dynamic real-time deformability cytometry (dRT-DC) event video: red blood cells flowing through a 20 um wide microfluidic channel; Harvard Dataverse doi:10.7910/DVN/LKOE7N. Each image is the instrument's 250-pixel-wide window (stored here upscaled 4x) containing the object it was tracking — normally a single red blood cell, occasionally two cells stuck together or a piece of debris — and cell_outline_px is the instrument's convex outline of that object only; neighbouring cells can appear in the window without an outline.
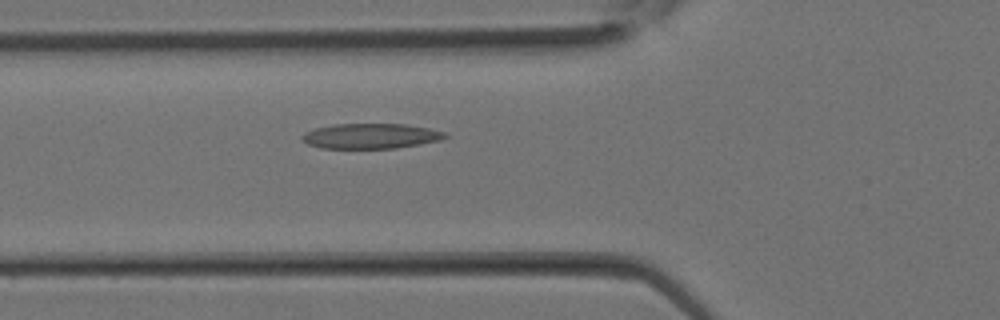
{"species": "Egyptian fruit bat (a non-hibernating species)", "species_latin": "Rousettus aegyptiacus", "temperature_condition": "room temperature", "stored_images_in_passage": 15, "camera_frame_rate_fps": 3000, "um_per_image_px": 0.085, "animal": {"sex": "female"}, "frame": {"image": 1, "passage_image": 11, "time_ms": 3.333, "image_size_px": [1000, 320], "cell_outline_px": [[448, 136], [440, 140], [420, 144], [396, 148], [320, 148], [308, 144], [300, 140], [300, 136], [304, 132], [316, 128], [336, 124], [404, 124], [428, 128], [444, 132]], "centroid_in_image_um": [31.47, 11.57], "position_along_channel_um": 94.3, "area_um2": 20.92}}
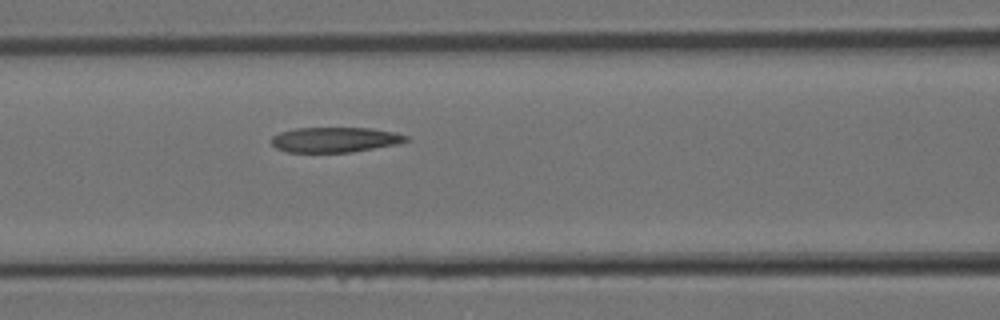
{"frame": {"image": 2, "passage_image": 13, "time_ms": 4.0, "image_size_px": [1000, 320], "cell_outline_px": [[408, 140], [396, 144], [352, 152], [288, 152], [276, 148], [272, 144], [272, 136], [280, 132], [296, 128], [372, 128], [396, 132], [408, 136]], "centroid_in_image_um": [28.47, 11.87], "position_along_channel_um": 138.1, "area_um2": 19.65}}
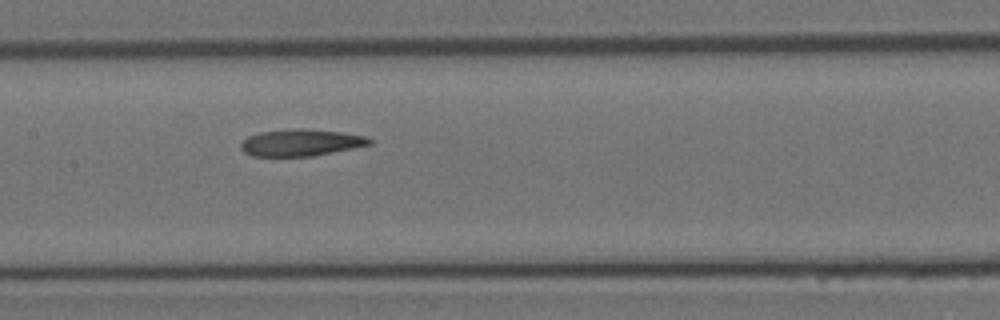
{"frame": {"image": 3, "passage_image": 15, "time_ms": 4.667, "image_size_px": [1000, 320], "cell_outline_px": [[372, 144], [312, 156], [252, 156], [244, 152], [240, 148], [240, 144], [248, 136], [260, 132], [296, 128], [300, 128], [340, 132], [364, 136], [372, 140]], "centroid_in_image_um": [25.54, 12.12], "position_along_channel_um": 181.9, "area_um2": 19.88}}